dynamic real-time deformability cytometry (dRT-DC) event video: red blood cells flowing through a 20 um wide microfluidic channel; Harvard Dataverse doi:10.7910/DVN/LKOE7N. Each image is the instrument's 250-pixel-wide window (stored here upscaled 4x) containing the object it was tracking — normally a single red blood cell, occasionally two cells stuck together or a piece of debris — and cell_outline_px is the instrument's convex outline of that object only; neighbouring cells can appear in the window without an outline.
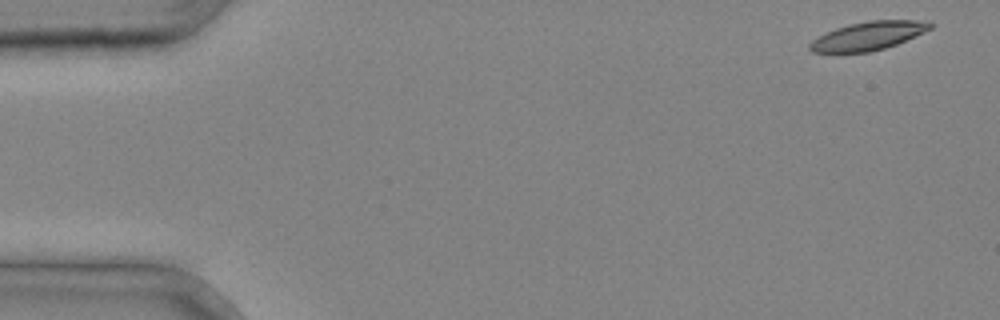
{"species": "common noctule bat (a hibernating species)", "species_latin": "Nyctalus noctula", "temperature_condition": "cold", "stored_images_in_passage": 4, "camera_frame_rate_fps": 3000, "um_per_image_px": 0.085, "animal": {"sex": "male", "body_mass_g": 20.4}, "frame": {"image": 1, "passage_image": 1, "time_ms": 0.0, "image_size_px": [1000, 320], "cell_outline_px": [[932, 28], [924, 32], [896, 44], [884, 48], [868, 52], [812, 52], [808, 48], [808, 44], [812, 40], [836, 28], [868, 20], [916, 20], [932, 24]], "centroid_in_image_um": [73.78, 3.05], "position_along_channel_um": 11.2, "area_um2": 19.54}}
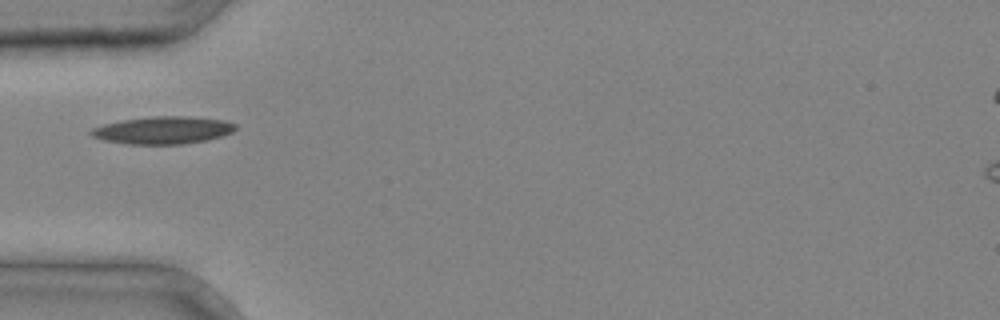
{"frame": {"image": 2, "passage_image": 4, "time_ms": 1.0, "image_size_px": [1000, 320], "cell_outline_px": [[236, 128], [232, 132], [208, 140], [184, 144], [128, 144], [104, 140], [92, 136], [88, 132], [92, 128], [104, 124], [124, 120], [152, 116], [188, 116], [224, 120], [236, 124]], "centroid_in_image_um": [13.86, 11.07], "position_along_channel_um": 71.1, "area_um2": 23.06}}